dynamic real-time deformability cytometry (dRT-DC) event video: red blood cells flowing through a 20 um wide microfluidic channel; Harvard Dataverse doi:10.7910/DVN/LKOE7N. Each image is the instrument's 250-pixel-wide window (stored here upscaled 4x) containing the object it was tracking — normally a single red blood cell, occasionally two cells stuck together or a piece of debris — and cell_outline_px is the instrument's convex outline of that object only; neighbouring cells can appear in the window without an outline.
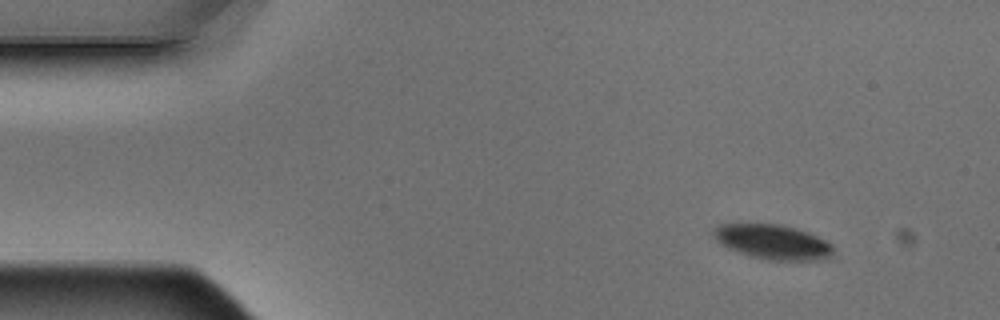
{"species": "Egyptian fruit bat (a non-hibernating species)", "species_latin": "Rousettus aegyptiacus", "temperature_condition": "warm", "stored_images_in_passage": 4, "camera_frame_rate_fps": 3000, "um_per_image_px": 0.085, "animal": {"sex": "male"}, "frame": {"image": 1, "passage_image": 1, "time_ms": 0.0, "image_size_px": [1000, 320], "cell_outline_px": [[832, 256], [816, 260], [768, 260], [748, 256], [728, 248], [720, 244], [712, 236], [712, 228], [720, 224], [780, 224], [796, 228], [808, 232], [832, 244]], "centroid_in_image_um": [65.63, 20.56], "position_along_channel_um": 19.4, "area_um2": 24.28}}
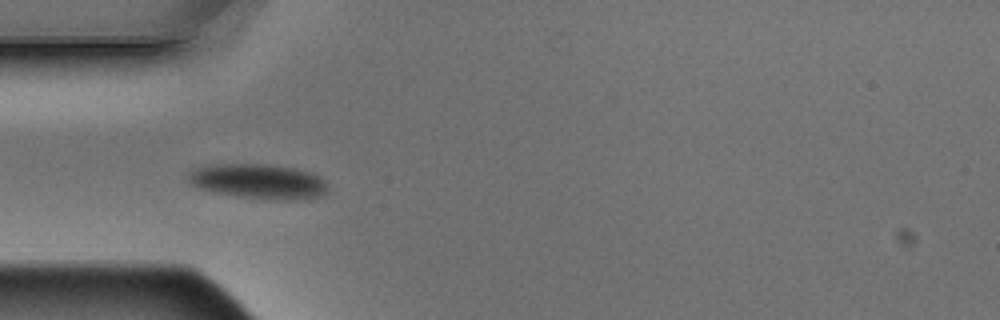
{"frame": {"image": 2, "passage_image": 4, "time_ms": 1.0, "image_size_px": [1000, 320], "cell_outline_px": [[328, 192], [324, 196], [296, 200], [264, 200], [236, 196], [212, 192], [188, 184], [188, 172], [196, 168], [216, 164], [268, 164], [296, 168], [312, 172], [320, 176], [328, 184]], "centroid_in_image_um": [22.02, 15.43], "position_along_channel_um": 63.0, "area_um2": 29.07}}